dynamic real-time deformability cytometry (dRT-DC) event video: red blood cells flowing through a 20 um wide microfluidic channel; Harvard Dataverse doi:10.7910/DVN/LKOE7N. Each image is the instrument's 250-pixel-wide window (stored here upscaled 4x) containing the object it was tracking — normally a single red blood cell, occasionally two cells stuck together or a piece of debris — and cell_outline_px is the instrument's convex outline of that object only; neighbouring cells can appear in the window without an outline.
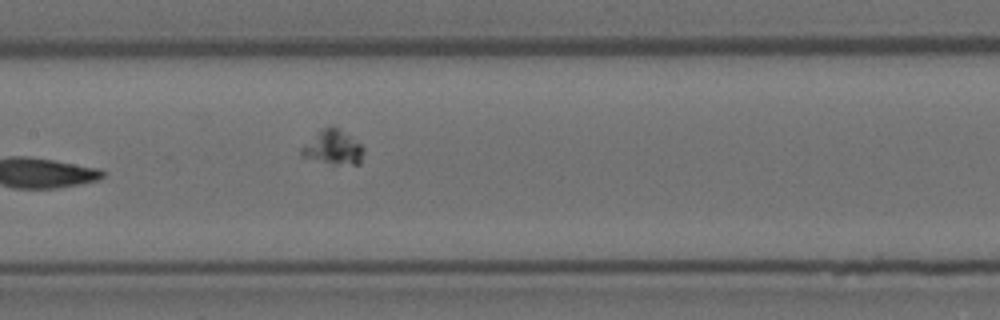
{"species": "Egyptian fruit bat (a non-hibernating species)", "species_latin": "Rousettus aegyptiacus", "temperature_condition": "room temperature", "stored_images_in_passage": 8, "camera_frame_rate_fps": 3000, "um_per_image_px": 0.085, "animal": {"sex": "female"}, "frame": {"image": 1, "passage_image": 8, "time_ms": 2.333, "image_size_px": [1000, 320], "cell_outline_px": [[364, 152], [360, 164], [332, 164], [300, 156], [300, 148], [320, 128], [336, 128], [360, 144], [364, 148]], "centroid_in_image_um": [28.27, 12.56], "position_along_channel_um": 179.1, "area_um2": 12.2}}